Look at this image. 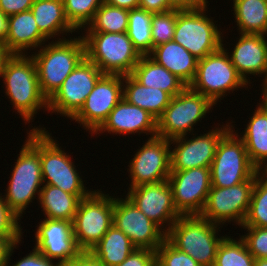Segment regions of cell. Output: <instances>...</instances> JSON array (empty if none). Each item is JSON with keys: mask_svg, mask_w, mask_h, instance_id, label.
I'll return each instance as SVG.
<instances>
[{"mask_svg": "<svg viewBox=\"0 0 267 266\" xmlns=\"http://www.w3.org/2000/svg\"><path fill=\"white\" fill-rule=\"evenodd\" d=\"M237 240L225 235L218 245L213 266H254L255 258L245 242L241 238Z\"/></svg>", "mask_w": 267, "mask_h": 266, "instance_id": "cell-34", "label": "cell"}, {"mask_svg": "<svg viewBox=\"0 0 267 266\" xmlns=\"http://www.w3.org/2000/svg\"><path fill=\"white\" fill-rule=\"evenodd\" d=\"M174 9L178 10H194L204 6H208L207 0H170Z\"/></svg>", "mask_w": 267, "mask_h": 266, "instance_id": "cell-47", "label": "cell"}, {"mask_svg": "<svg viewBox=\"0 0 267 266\" xmlns=\"http://www.w3.org/2000/svg\"><path fill=\"white\" fill-rule=\"evenodd\" d=\"M135 249L137 247L129 237L112 225L89 252L104 266H118Z\"/></svg>", "mask_w": 267, "mask_h": 266, "instance_id": "cell-29", "label": "cell"}, {"mask_svg": "<svg viewBox=\"0 0 267 266\" xmlns=\"http://www.w3.org/2000/svg\"><path fill=\"white\" fill-rule=\"evenodd\" d=\"M8 33V16L0 11V42L5 44Z\"/></svg>", "mask_w": 267, "mask_h": 266, "instance_id": "cell-49", "label": "cell"}, {"mask_svg": "<svg viewBox=\"0 0 267 266\" xmlns=\"http://www.w3.org/2000/svg\"><path fill=\"white\" fill-rule=\"evenodd\" d=\"M104 2L127 10L139 8V0H104Z\"/></svg>", "mask_w": 267, "mask_h": 266, "instance_id": "cell-48", "label": "cell"}, {"mask_svg": "<svg viewBox=\"0 0 267 266\" xmlns=\"http://www.w3.org/2000/svg\"><path fill=\"white\" fill-rule=\"evenodd\" d=\"M232 8L240 33L263 35L267 32L266 0H233Z\"/></svg>", "mask_w": 267, "mask_h": 266, "instance_id": "cell-31", "label": "cell"}, {"mask_svg": "<svg viewBox=\"0 0 267 266\" xmlns=\"http://www.w3.org/2000/svg\"><path fill=\"white\" fill-rule=\"evenodd\" d=\"M35 246L45 257L58 260L60 265L70 262L82 251L73 234L72 221L45 218L35 232Z\"/></svg>", "mask_w": 267, "mask_h": 266, "instance_id": "cell-20", "label": "cell"}, {"mask_svg": "<svg viewBox=\"0 0 267 266\" xmlns=\"http://www.w3.org/2000/svg\"><path fill=\"white\" fill-rule=\"evenodd\" d=\"M130 75L141 85L159 88L171 97L181 93L187 87L179 78L157 64L148 55L141 56Z\"/></svg>", "mask_w": 267, "mask_h": 266, "instance_id": "cell-27", "label": "cell"}, {"mask_svg": "<svg viewBox=\"0 0 267 266\" xmlns=\"http://www.w3.org/2000/svg\"><path fill=\"white\" fill-rule=\"evenodd\" d=\"M128 18L129 10L103 2L83 30L86 32L124 33L127 32Z\"/></svg>", "mask_w": 267, "mask_h": 266, "instance_id": "cell-32", "label": "cell"}, {"mask_svg": "<svg viewBox=\"0 0 267 266\" xmlns=\"http://www.w3.org/2000/svg\"><path fill=\"white\" fill-rule=\"evenodd\" d=\"M37 199L45 218L65 221H73L80 202L76 195L50 184H43Z\"/></svg>", "mask_w": 267, "mask_h": 266, "instance_id": "cell-30", "label": "cell"}, {"mask_svg": "<svg viewBox=\"0 0 267 266\" xmlns=\"http://www.w3.org/2000/svg\"><path fill=\"white\" fill-rule=\"evenodd\" d=\"M113 225L120 229L137 248L156 251L166 233L150 220L128 198L113 197Z\"/></svg>", "mask_w": 267, "mask_h": 266, "instance_id": "cell-16", "label": "cell"}, {"mask_svg": "<svg viewBox=\"0 0 267 266\" xmlns=\"http://www.w3.org/2000/svg\"><path fill=\"white\" fill-rule=\"evenodd\" d=\"M5 95L26 123H30L39 109L48 111V100L40 89L36 64L28 54H12L1 74Z\"/></svg>", "mask_w": 267, "mask_h": 266, "instance_id": "cell-1", "label": "cell"}, {"mask_svg": "<svg viewBox=\"0 0 267 266\" xmlns=\"http://www.w3.org/2000/svg\"><path fill=\"white\" fill-rule=\"evenodd\" d=\"M12 56V53L6 47V44L0 42V77L5 67L6 61Z\"/></svg>", "mask_w": 267, "mask_h": 266, "instance_id": "cell-50", "label": "cell"}, {"mask_svg": "<svg viewBox=\"0 0 267 266\" xmlns=\"http://www.w3.org/2000/svg\"><path fill=\"white\" fill-rule=\"evenodd\" d=\"M129 162V188L168 180L171 172L170 140L149 137Z\"/></svg>", "mask_w": 267, "mask_h": 266, "instance_id": "cell-15", "label": "cell"}, {"mask_svg": "<svg viewBox=\"0 0 267 266\" xmlns=\"http://www.w3.org/2000/svg\"><path fill=\"white\" fill-rule=\"evenodd\" d=\"M152 14L141 8L129 10L126 33L141 56L149 55L153 49L151 35Z\"/></svg>", "mask_w": 267, "mask_h": 266, "instance_id": "cell-33", "label": "cell"}, {"mask_svg": "<svg viewBox=\"0 0 267 266\" xmlns=\"http://www.w3.org/2000/svg\"><path fill=\"white\" fill-rule=\"evenodd\" d=\"M175 208L181 216L200 215L211 189V168L171 171L167 180Z\"/></svg>", "mask_w": 267, "mask_h": 266, "instance_id": "cell-14", "label": "cell"}, {"mask_svg": "<svg viewBox=\"0 0 267 266\" xmlns=\"http://www.w3.org/2000/svg\"><path fill=\"white\" fill-rule=\"evenodd\" d=\"M148 56L179 78L186 86H189L195 78L198 59L174 41L154 47Z\"/></svg>", "mask_w": 267, "mask_h": 266, "instance_id": "cell-24", "label": "cell"}, {"mask_svg": "<svg viewBox=\"0 0 267 266\" xmlns=\"http://www.w3.org/2000/svg\"><path fill=\"white\" fill-rule=\"evenodd\" d=\"M156 266H201L187 253L172 246L166 239L156 250Z\"/></svg>", "mask_w": 267, "mask_h": 266, "instance_id": "cell-38", "label": "cell"}, {"mask_svg": "<svg viewBox=\"0 0 267 266\" xmlns=\"http://www.w3.org/2000/svg\"><path fill=\"white\" fill-rule=\"evenodd\" d=\"M126 197L165 233L181 216L175 208L167 180L129 188Z\"/></svg>", "mask_w": 267, "mask_h": 266, "instance_id": "cell-19", "label": "cell"}, {"mask_svg": "<svg viewBox=\"0 0 267 266\" xmlns=\"http://www.w3.org/2000/svg\"><path fill=\"white\" fill-rule=\"evenodd\" d=\"M260 172L267 176V164L260 170Z\"/></svg>", "mask_w": 267, "mask_h": 266, "instance_id": "cell-55", "label": "cell"}, {"mask_svg": "<svg viewBox=\"0 0 267 266\" xmlns=\"http://www.w3.org/2000/svg\"><path fill=\"white\" fill-rule=\"evenodd\" d=\"M219 226L200 215L180 216L166 232L165 239L201 266H213L218 245L225 237H218Z\"/></svg>", "mask_w": 267, "mask_h": 266, "instance_id": "cell-4", "label": "cell"}, {"mask_svg": "<svg viewBox=\"0 0 267 266\" xmlns=\"http://www.w3.org/2000/svg\"><path fill=\"white\" fill-rule=\"evenodd\" d=\"M227 51V52H226ZM228 51L222 47L214 53L198 60L196 75L189 87L208 97L215 105L221 102L230 91L247 88L248 83L237 72ZM223 97V98H222Z\"/></svg>", "mask_w": 267, "mask_h": 266, "instance_id": "cell-6", "label": "cell"}, {"mask_svg": "<svg viewBox=\"0 0 267 266\" xmlns=\"http://www.w3.org/2000/svg\"><path fill=\"white\" fill-rule=\"evenodd\" d=\"M257 172L247 181L231 187L211 186L207 201L200 216L211 223L224 225L234 222L242 226L251 200Z\"/></svg>", "mask_w": 267, "mask_h": 266, "instance_id": "cell-12", "label": "cell"}, {"mask_svg": "<svg viewBox=\"0 0 267 266\" xmlns=\"http://www.w3.org/2000/svg\"><path fill=\"white\" fill-rule=\"evenodd\" d=\"M254 266H267V258L255 259Z\"/></svg>", "mask_w": 267, "mask_h": 266, "instance_id": "cell-52", "label": "cell"}, {"mask_svg": "<svg viewBox=\"0 0 267 266\" xmlns=\"http://www.w3.org/2000/svg\"><path fill=\"white\" fill-rule=\"evenodd\" d=\"M102 75L101 70L85 57L48 100V113H57L72 120Z\"/></svg>", "mask_w": 267, "mask_h": 266, "instance_id": "cell-13", "label": "cell"}, {"mask_svg": "<svg viewBox=\"0 0 267 266\" xmlns=\"http://www.w3.org/2000/svg\"><path fill=\"white\" fill-rule=\"evenodd\" d=\"M239 34L238 42L230 54L228 52V55L240 76L250 84L249 75L262 77L261 75L265 73L267 68L266 47L261 34Z\"/></svg>", "mask_w": 267, "mask_h": 266, "instance_id": "cell-22", "label": "cell"}, {"mask_svg": "<svg viewBox=\"0 0 267 266\" xmlns=\"http://www.w3.org/2000/svg\"><path fill=\"white\" fill-rule=\"evenodd\" d=\"M123 98L158 119L169 105L172 97L159 88L141 85L129 74L123 76Z\"/></svg>", "mask_w": 267, "mask_h": 266, "instance_id": "cell-28", "label": "cell"}, {"mask_svg": "<svg viewBox=\"0 0 267 266\" xmlns=\"http://www.w3.org/2000/svg\"><path fill=\"white\" fill-rule=\"evenodd\" d=\"M22 237H0V266H7L9 253L16 243L21 242Z\"/></svg>", "mask_w": 267, "mask_h": 266, "instance_id": "cell-45", "label": "cell"}, {"mask_svg": "<svg viewBox=\"0 0 267 266\" xmlns=\"http://www.w3.org/2000/svg\"><path fill=\"white\" fill-rule=\"evenodd\" d=\"M246 235L241 238L255 259L267 258V227L241 226Z\"/></svg>", "mask_w": 267, "mask_h": 266, "instance_id": "cell-39", "label": "cell"}, {"mask_svg": "<svg viewBox=\"0 0 267 266\" xmlns=\"http://www.w3.org/2000/svg\"><path fill=\"white\" fill-rule=\"evenodd\" d=\"M262 37L264 39V43H265V47H266V56H267V40H266L267 32L265 34H263Z\"/></svg>", "mask_w": 267, "mask_h": 266, "instance_id": "cell-54", "label": "cell"}, {"mask_svg": "<svg viewBox=\"0 0 267 266\" xmlns=\"http://www.w3.org/2000/svg\"><path fill=\"white\" fill-rule=\"evenodd\" d=\"M263 77H264V79H263L262 85H260V86H262L261 87L262 88V92L263 93H267V68L265 70V73H264Z\"/></svg>", "mask_w": 267, "mask_h": 266, "instance_id": "cell-51", "label": "cell"}, {"mask_svg": "<svg viewBox=\"0 0 267 266\" xmlns=\"http://www.w3.org/2000/svg\"><path fill=\"white\" fill-rule=\"evenodd\" d=\"M0 194V237H22V227L19 218L6 204ZM19 221V222H18Z\"/></svg>", "mask_w": 267, "mask_h": 266, "instance_id": "cell-40", "label": "cell"}, {"mask_svg": "<svg viewBox=\"0 0 267 266\" xmlns=\"http://www.w3.org/2000/svg\"><path fill=\"white\" fill-rule=\"evenodd\" d=\"M35 126L31 130H40V162L43 184L59 187L63 191L76 195L80 200L87 197L92 191L84 186L82 176L79 175L71 155L59 147L56 139L46 128ZM46 182V183H45Z\"/></svg>", "mask_w": 267, "mask_h": 266, "instance_id": "cell-8", "label": "cell"}, {"mask_svg": "<svg viewBox=\"0 0 267 266\" xmlns=\"http://www.w3.org/2000/svg\"><path fill=\"white\" fill-rule=\"evenodd\" d=\"M215 104L187 86L171 98L163 114L157 119V136L172 140L194 134V126L204 119ZM201 119V120H200Z\"/></svg>", "mask_w": 267, "mask_h": 266, "instance_id": "cell-7", "label": "cell"}, {"mask_svg": "<svg viewBox=\"0 0 267 266\" xmlns=\"http://www.w3.org/2000/svg\"><path fill=\"white\" fill-rule=\"evenodd\" d=\"M231 123L209 130L200 136L178 137L170 140L175 145L171 150V171H182L199 167H211L221 138L231 129ZM188 139V140H187Z\"/></svg>", "mask_w": 267, "mask_h": 266, "instance_id": "cell-17", "label": "cell"}, {"mask_svg": "<svg viewBox=\"0 0 267 266\" xmlns=\"http://www.w3.org/2000/svg\"><path fill=\"white\" fill-rule=\"evenodd\" d=\"M123 76L103 74L87 96L80 111L72 118L93 133L123 98Z\"/></svg>", "mask_w": 267, "mask_h": 266, "instance_id": "cell-18", "label": "cell"}, {"mask_svg": "<svg viewBox=\"0 0 267 266\" xmlns=\"http://www.w3.org/2000/svg\"><path fill=\"white\" fill-rule=\"evenodd\" d=\"M85 56L103 74L126 76L132 73L141 55L127 33L85 32Z\"/></svg>", "mask_w": 267, "mask_h": 266, "instance_id": "cell-5", "label": "cell"}, {"mask_svg": "<svg viewBox=\"0 0 267 266\" xmlns=\"http://www.w3.org/2000/svg\"><path fill=\"white\" fill-rule=\"evenodd\" d=\"M139 8L150 13H162L174 9L170 0H139Z\"/></svg>", "mask_w": 267, "mask_h": 266, "instance_id": "cell-44", "label": "cell"}, {"mask_svg": "<svg viewBox=\"0 0 267 266\" xmlns=\"http://www.w3.org/2000/svg\"><path fill=\"white\" fill-rule=\"evenodd\" d=\"M109 134H135L141 133L150 135L151 138L157 136V119L148 111L128 103L124 98L110 112L103 124L93 133L104 132Z\"/></svg>", "mask_w": 267, "mask_h": 266, "instance_id": "cell-21", "label": "cell"}, {"mask_svg": "<svg viewBox=\"0 0 267 266\" xmlns=\"http://www.w3.org/2000/svg\"><path fill=\"white\" fill-rule=\"evenodd\" d=\"M118 266H156V251L137 248Z\"/></svg>", "mask_w": 267, "mask_h": 266, "instance_id": "cell-42", "label": "cell"}, {"mask_svg": "<svg viewBox=\"0 0 267 266\" xmlns=\"http://www.w3.org/2000/svg\"><path fill=\"white\" fill-rule=\"evenodd\" d=\"M35 0H0V11L11 16L31 9Z\"/></svg>", "mask_w": 267, "mask_h": 266, "instance_id": "cell-43", "label": "cell"}, {"mask_svg": "<svg viewBox=\"0 0 267 266\" xmlns=\"http://www.w3.org/2000/svg\"><path fill=\"white\" fill-rule=\"evenodd\" d=\"M113 197L100 190L80 200L72 221L73 234L82 252H89L113 225Z\"/></svg>", "mask_w": 267, "mask_h": 266, "instance_id": "cell-10", "label": "cell"}, {"mask_svg": "<svg viewBox=\"0 0 267 266\" xmlns=\"http://www.w3.org/2000/svg\"><path fill=\"white\" fill-rule=\"evenodd\" d=\"M262 95V97L260 98V100L262 99V101H260L261 102V104L266 108V110H267V93H262L261 94Z\"/></svg>", "mask_w": 267, "mask_h": 266, "instance_id": "cell-53", "label": "cell"}, {"mask_svg": "<svg viewBox=\"0 0 267 266\" xmlns=\"http://www.w3.org/2000/svg\"><path fill=\"white\" fill-rule=\"evenodd\" d=\"M252 115L244 134L235 133L244 142L251 164L260 171L267 164V110L259 103Z\"/></svg>", "mask_w": 267, "mask_h": 266, "instance_id": "cell-25", "label": "cell"}, {"mask_svg": "<svg viewBox=\"0 0 267 266\" xmlns=\"http://www.w3.org/2000/svg\"><path fill=\"white\" fill-rule=\"evenodd\" d=\"M26 142L22 145L18 159L11 172L3 199L10 209L20 218L33 199L39 198L43 176L40 162V130L27 132Z\"/></svg>", "mask_w": 267, "mask_h": 266, "instance_id": "cell-2", "label": "cell"}, {"mask_svg": "<svg viewBox=\"0 0 267 266\" xmlns=\"http://www.w3.org/2000/svg\"><path fill=\"white\" fill-rule=\"evenodd\" d=\"M36 51L31 57L36 64L41 92L49 100L86 57L84 40L81 35L64 40L59 38Z\"/></svg>", "mask_w": 267, "mask_h": 266, "instance_id": "cell-3", "label": "cell"}, {"mask_svg": "<svg viewBox=\"0 0 267 266\" xmlns=\"http://www.w3.org/2000/svg\"><path fill=\"white\" fill-rule=\"evenodd\" d=\"M211 185L231 187L249 180L258 170L251 164L234 126L221 138L211 164Z\"/></svg>", "mask_w": 267, "mask_h": 266, "instance_id": "cell-11", "label": "cell"}, {"mask_svg": "<svg viewBox=\"0 0 267 266\" xmlns=\"http://www.w3.org/2000/svg\"><path fill=\"white\" fill-rule=\"evenodd\" d=\"M176 28V9L162 13H153L151 19V35L153 48L173 41Z\"/></svg>", "mask_w": 267, "mask_h": 266, "instance_id": "cell-37", "label": "cell"}, {"mask_svg": "<svg viewBox=\"0 0 267 266\" xmlns=\"http://www.w3.org/2000/svg\"><path fill=\"white\" fill-rule=\"evenodd\" d=\"M61 266H104L90 252H81L76 258Z\"/></svg>", "mask_w": 267, "mask_h": 266, "instance_id": "cell-46", "label": "cell"}, {"mask_svg": "<svg viewBox=\"0 0 267 266\" xmlns=\"http://www.w3.org/2000/svg\"><path fill=\"white\" fill-rule=\"evenodd\" d=\"M103 2L104 0H63V6L69 22L80 30L93 19Z\"/></svg>", "mask_w": 267, "mask_h": 266, "instance_id": "cell-36", "label": "cell"}, {"mask_svg": "<svg viewBox=\"0 0 267 266\" xmlns=\"http://www.w3.org/2000/svg\"><path fill=\"white\" fill-rule=\"evenodd\" d=\"M242 226L267 227V176L257 171L250 206Z\"/></svg>", "mask_w": 267, "mask_h": 266, "instance_id": "cell-35", "label": "cell"}, {"mask_svg": "<svg viewBox=\"0 0 267 266\" xmlns=\"http://www.w3.org/2000/svg\"><path fill=\"white\" fill-rule=\"evenodd\" d=\"M47 38L40 32L31 10L8 17L6 47L12 54L26 55V50H37ZM30 48V49H29Z\"/></svg>", "mask_w": 267, "mask_h": 266, "instance_id": "cell-23", "label": "cell"}, {"mask_svg": "<svg viewBox=\"0 0 267 266\" xmlns=\"http://www.w3.org/2000/svg\"><path fill=\"white\" fill-rule=\"evenodd\" d=\"M207 9V6L194 10L176 9L173 41L182 45L198 60L219 50L224 41L213 18L206 15Z\"/></svg>", "mask_w": 267, "mask_h": 266, "instance_id": "cell-9", "label": "cell"}, {"mask_svg": "<svg viewBox=\"0 0 267 266\" xmlns=\"http://www.w3.org/2000/svg\"><path fill=\"white\" fill-rule=\"evenodd\" d=\"M40 32L47 38L63 35L76 31L77 29L66 17L63 0H35L30 9ZM58 35V36H57Z\"/></svg>", "mask_w": 267, "mask_h": 266, "instance_id": "cell-26", "label": "cell"}, {"mask_svg": "<svg viewBox=\"0 0 267 266\" xmlns=\"http://www.w3.org/2000/svg\"><path fill=\"white\" fill-rule=\"evenodd\" d=\"M19 243H16L8 257L7 266L10 265V257L12 256V253L14 252V248L17 249ZM53 259H49L48 257H45L41 252H39L36 248H33L32 252L25 257L21 258V260H18L14 265L12 266H61L59 263L56 262L53 263ZM11 266V265H10Z\"/></svg>", "mask_w": 267, "mask_h": 266, "instance_id": "cell-41", "label": "cell"}]
</instances>
